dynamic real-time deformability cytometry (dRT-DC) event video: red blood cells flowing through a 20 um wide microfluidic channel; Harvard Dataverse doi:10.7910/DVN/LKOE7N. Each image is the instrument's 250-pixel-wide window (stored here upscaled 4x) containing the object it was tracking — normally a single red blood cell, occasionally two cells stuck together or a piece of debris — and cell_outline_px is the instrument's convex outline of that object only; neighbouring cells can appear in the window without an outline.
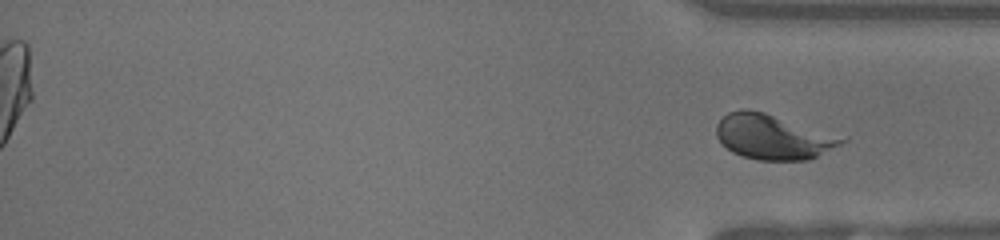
{"species": "human", "species_latin": "Homo sapiens", "temperature_condition": "room temperature", "stored_images_in_passage": 53, "segment_of_instrument_passage": [2, 2], "camera_frame_rate_fps": 3000, "um_per_image_px": 0.085, "donor": {"sex": "female"}, "frame": {"image": 1, "passage_image": 53, "time_ms": 17.333, "image_size_px": [1000, 240], "cell_outline_px": [[848, 140], [808, 160], [756, 160], [740, 156], [732, 152], [716, 136], [716, 124], [728, 112], [740, 108], [748, 108], [764, 112], [848, 136]], "centroid_in_image_um": [65.74, 11.61], "position_along_channel_um": 369.5, "area_um2": 33.29}}